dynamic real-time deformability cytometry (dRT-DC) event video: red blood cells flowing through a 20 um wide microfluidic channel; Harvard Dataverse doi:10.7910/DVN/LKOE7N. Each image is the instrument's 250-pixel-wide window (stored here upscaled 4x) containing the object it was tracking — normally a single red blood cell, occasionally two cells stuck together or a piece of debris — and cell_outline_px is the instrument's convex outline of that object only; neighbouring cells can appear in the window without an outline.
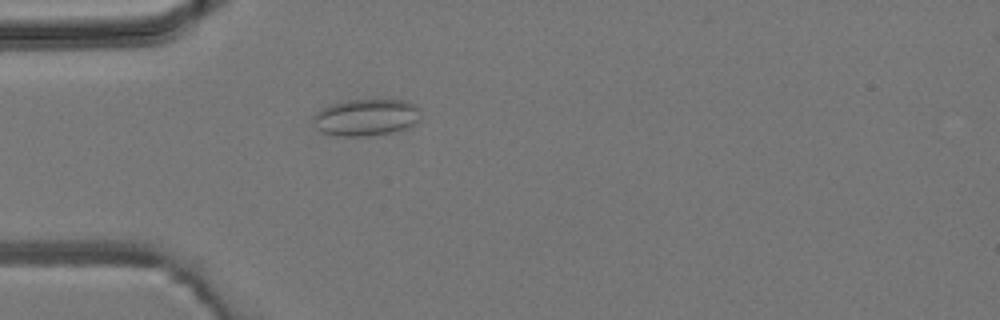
{"species": "common noctule bat (a hibernating species)", "species_latin": "Nyctalus noctula", "temperature_condition": "room temperature", "stored_images_in_passage": 2, "camera_frame_rate_fps": 3000, "um_per_image_px": 0.085, "animal": {"sex": "male", "body_mass_g": 19.2, "forearm_length_mm": 51.8}, "frame": {"image": 1, "passage_image": 2, "time_ms": 2.333, "image_size_px": [1000, 320], "cell_outline_px": [[420, 120], [404, 128], [392, 132], [368, 136], [344, 136], [324, 132], [316, 128], [312, 116], [316, 112], [332, 104], [344, 100], [404, 100], [416, 104], [420, 108]], "centroid_in_image_um": [31.14, 9.96], "position_along_channel_um": 53.9, "area_um2": 22.95}}